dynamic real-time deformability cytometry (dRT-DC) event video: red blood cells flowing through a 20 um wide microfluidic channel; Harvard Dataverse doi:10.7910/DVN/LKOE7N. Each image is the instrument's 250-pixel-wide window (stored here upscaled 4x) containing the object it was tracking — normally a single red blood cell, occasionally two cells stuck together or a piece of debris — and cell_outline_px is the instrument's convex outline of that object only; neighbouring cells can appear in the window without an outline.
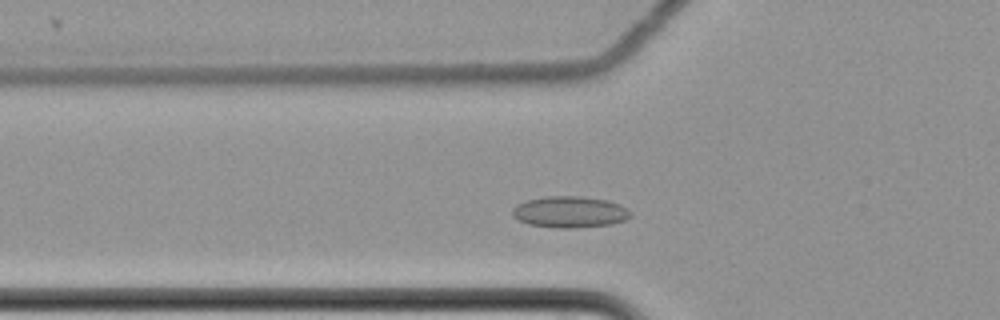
{"species": "common noctule bat (a hibernating species)", "species_latin": "Nyctalus noctula", "temperature_condition": "cold", "stored_images_in_passage": 49, "camera_frame_rate_fps": 3000, "um_per_image_px": 0.085, "animal": {"sex": "female", "body_mass_g": 22.7, "forearm_length_mm": 54.2}, "frame": {"image": 1, "passage_image": 10, "time_ms": 3.0, "image_size_px": [1000, 320], "cell_outline_px": [[632, 216], [624, 220], [612, 224], [576, 228], [560, 228], [528, 224], [512, 216], [512, 208], [516, 204], [528, 200], [548, 196], [580, 196], [608, 200], [620, 204], [632, 212]], "centroid_in_image_um": [48.45, 18.01], "position_along_channel_um": 77.3, "area_um2": 21.68}}
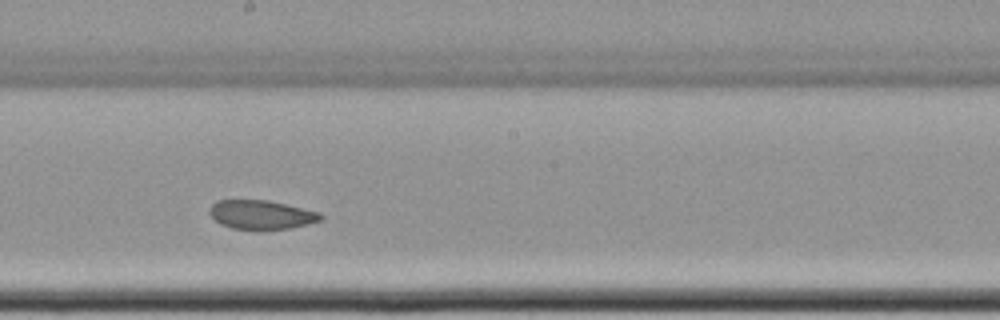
{"frame": {"image": 2, "passage_image": 23, "time_ms": 7.333, "image_size_px": [1000, 320], "cell_outline_px": [[324, 216], [320, 220], [308, 224], [288, 228], [260, 232], [256, 232], [232, 228], [220, 224], [208, 212], [212, 204], [216, 200], [268, 200], [288, 204], [320, 212]], "centroid_in_image_um": [22.21, 18.27], "position_along_channel_um": 226.0, "area_um2": 19.36}}
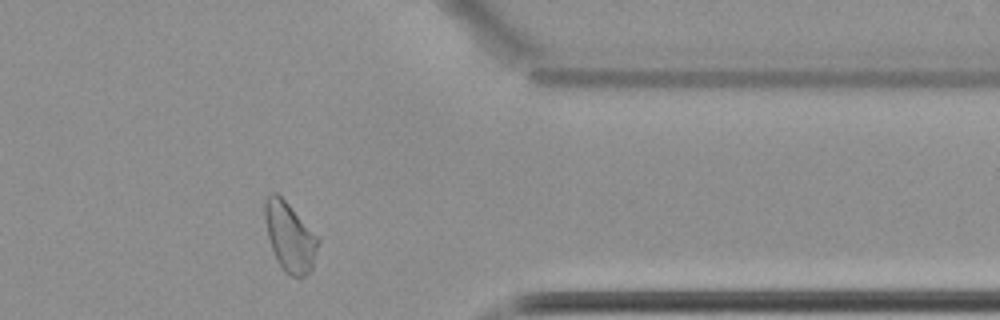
{"frame": {"image": 3, "passage_image": 38, "time_ms": 12.333, "image_size_px": [1000, 320], "cell_outline_px": [[320, 240], [312, 268], [300, 280], [284, 272], [276, 260], [268, 236], [264, 216], [264, 200], [272, 192], [276, 192], [288, 204]], "centroid_in_image_um": [24.62, 20.17], "position_along_channel_um": 386.8, "area_um2": 21.21}, "authors_computed_cell_mechanics": {"area_um2": 20.808, "velocity_mm_per_s": 3.4572, "shape_relaxation_time_tau1_ms": null, "shape_relaxation_time_tau2_ms": 2.9297, "deformation_change_tau1": null, "deformation_change_tau2": 0.0763}}